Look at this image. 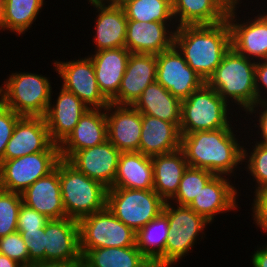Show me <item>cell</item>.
<instances>
[{
    "instance_id": "obj_6",
    "label": "cell",
    "mask_w": 267,
    "mask_h": 267,
    "mask_svg": "<svg viewBox=\"0 0 267 267\" xmlns=\"http://www.w3.org/2000/svg\"><path fill=\"white\" fill-rule=\"evenodd\" d=\"M59 181L67 218L79 221L106 208L108 188L79 172L67 160L59 161Z\"/></svg>"
},
{
    "instance_id": "obj_45",
    "label": "cell",
    "mask_w": 267,
    "mask_h": 267,
    "mask_svg": "<svg viewBox=\"0 0 267 267\" xmlns=\"http://www.w3.org/2000/svg\"><path fill=\"white\" fill-rule=\"evenodd\" d=\"M256 250V251H255ZM253 255H251V261L253 267H267V243L263 246L260 245L257 249L255 248Z\"/></svg>"
},
{
    "instance_id": "obj_39",
    "label": "cell",
    "mask_w": 267,
    "mask_h": 267,
    "mask_svg": "<svg viewBox=\"0 0 267 267\" xmlns=\"http://www.w3.org/2000/svg\"><path fill=\"white\" fill-rule=\"evenodd\" d=\"M18 232L25 241L29 254V264L45 261V228Z\"/></svg>"
},
{
    "instance_id": "obj_49",
    "label": "cell",
    "mask_w": 267,
    "mask_h": 267,
    "mask_svg": "<svg viewBox=\"0 0 267 267\" xmlns=\"http://www.w3.org/2000/svg\"><path fill=\"white\" fill-rule=\"evenodd\" d=\"M231 6H234V5H241L242 0H226Z\"/></svg>"
},
{
    "instance_id": "obj_24",
    "label": "cell",
    "mask_w": 267,
    "mask_h": 267,
    "mask_svg": "<svg viewBox=\"0 0 267 267\" xmlns=\"http://www.w3.org/2000/svg\"><path fill=\"white\" fill-rule=\"evenodd\" d=\"M21 196L23 204L49 219L66 218L59 181V162L54 171L36 180Z\"/></svg>"
},
{
    "instance_id": "obj_16",
    "label": "cell",
    "mask_w": 267,
    "mask_h": 267,
    "mask_svg": "<svg viewBox=\"0 0 267 267\" xmlns=\"http://www.w3.org/2000/svg\"><path fill=\"white\" fill-rule=\"evenodd\" d=\"M230 178L224 175H215L196 195L189 207L211 224L218 214L237 212V209L240 208L238 207L240 193L235 181L233 184L232 178Z\"/></svg>"
},
{
    "instance_id": "obj_33",
    "label": "cell",
    "mask_w": 267,
    "mask_h": 267,
    "mask_svg": "<svg viewBox=\"0 0 267 267\" xmlns=\"http://www.w3.org/2000/svg\"><path fill=\"white\" fill-rule=\"evenodd\" d=\"M44 5L45 0H5L0 15V31L22 36L32 28Z\"/></svg>"
},
{
    "instance_id": "obj_22",
    "label": "cell",
    "mask_w": 267,
    "mask_h": 267,
    "mask_svg": "<svg viewBox=\"0 0 267 267\" xmlns=\"http://www.w3.org/2000/svg\"><path fill=\"white\" fill-rule=\"evenodd\" d=\"M156 71V55L131 53L119 91L110 103L132 106L143 90L156 81Z\"/></svg>"
},
{
    "instance_id": "obj_27",
    "label": "cell",
    "mask_w": 267,
    "mask_h": 267,
    "mask_svg": "<svg viewBox=\"0 0 267 267\" xmlns=\"http://www.w3.org/2000/svg\"><path fill=\"white\" fill-rule=\"evenodd\" d=\"M171 5L177 27L221 23L231 7L226 0H171Z\"/></svg>"
},
{
    "instance_id": "obj_38",
    "label": "cell",
    "mask_w": 267,
    "mask_h": 267,
    "mask_svg": "<svg viewBox=\"0 0 267 267\" xmlns=\"http://www.w3.org/2000/svg\"><path fill=\"white\" fill-rule=\"evenodd\" d=\"M0 253L17 261L23 267L29 265L28 250L18 231L0 238Z\"/></svg>"
},
{
    "instance_id": "obj_37",
    "label": "cell",
    "mask_w": 267,
    "mask_h": 267,
    "mask_svg": "<svg viewBox=\"0 0 267 267\" xmlns=\"http://www.w3.org/2000/svg\"><path fill=\"white\" fill-rule=\"evenodd\" d=\"M22 203L21 194L0 189V238L17 231Z\"/></svg>"
},
{
    "instance_id": "obj_26",
    "label": "cell",
    "mask_w": 267,
    "mask_h": 267,
    "mask_svg": "<svg viewBox=\"0 0 267 267\" xmlns=\"http://www.w3.org/2000/svg\"><path fill=\"white\" fill-rule=\"evenodd\" d=\"M180 142V130L174 123L142 114L138 152L150 157L171 153L180 149Z\"/></svg>"
},
{
    "instance_id": "obj_11",
    "label": "cell",
    "mask_w": 267,
    "mask_h": 267,
    "mask_svg": "<svg viewBox=\"0 0 267 267\" xmlns=\"http://www.w3.org/2000/svg\"><path fill=\"white\" fill-rule=\"evenodd\" d=\"M239 7L241 5L231 6L226 19L230 28L231 48L249 59L267 60V12L261 9V14L256 10L258 14L253 13L254 17L241 15L244 16L241 19L238 12L242 10H238Z\"/></svg>"
},
{
    "instance_id": "obj_28",
    "label": "cell",
    "mask_w": 267,
    "mask_h": 267,
    "mask_svg": "<svg viewBox=\"0 0 267 267\" xmlns=\"http://www.w3.org/2000/svg\"><path fill=\"white\" fill-rule=\"evenodd\" d=\"M153 164V190L169 201L177 192L188 162L181 149L151 157Z\"/></svg>"
},
{
    "instance_id": "obj_31",
    "label": "cell",
    "mask_w": 267,
    "mask_h": 267,
    "mask_svg": "<svg viewBox=\"0 0 267 267\" xmlns=\"http://www.w3.org/2000/svg\"><path fill=\"white\" fill-rule=\"evenodd\" d=\"M168 236V218L161 212L136 232L135 245L154 267H165V245Z\"/></svg>"
},
{
    "instance_id": "obj_36",
    "label": "cell",
    "mask_w": 267,
    "mask_h": 267,
    "mask_svg": "<svg viewBox=\"0 0 267 267\" xmlns=\"http://www.w3.org/2000/svg\"><path fill=\"white\" fill-rule=\"evenodd\" d=\"M245 144H249L250 148L248 149L246 145L243 144V169L246 171L249 176H252L253 181H255L254 191L259 188L267 185V145L258 143L257 141L250 142L249 140ZM253 144V145H251ZM252 147H251V146ZM245 162V163H244Z\"/></svg>"
},
{
    "instance_id": "obj_18",
    "label": "cell",
    "mask_w": 267,
    "mask_h": 267,
    "mask_svg": "<svg viewBox=\"0 0 267 267\" xmlns=\"http://www.w3.org/2000/svg\"><path fill=\"white\" fill-rule=\"evenodd\" d=\"M176 23L127 20L125 48L130 53L158 55L174 45Z\"/></svg>"
},
{
    "instance_id": "obj_7",
    "label": "cell",
    "mask_w": 267,
    "mask_h": 267,
    "mask_svg": "<svg viewBox=\"0 0 267 267\" xmlns=\"http://www.w3.org/2000/svg\"><path fill=\"white\" fill-rule=\"evenodd\" d=\"M162 212L167 216L169 223V236L165 245V267H174L193 251L198 240H204L207 235L204 231L211 223L189 206L174 205L169 201H165Z\"/></svg>"
},
{
    "instance_id": "obj_23",
    "label": "cell",
    "mask_w": 267,
    "mask_h": 267,
    "mask_svg": "<svg viewBox=\"0 0 267 267\" xmlns=\"http://www.w3.org/2000/svg\"><path fill=\"white\" fill-rule=\"evenodd\" d=\"M108 140L105 108L88 109L69 136L59 145L60 156L68 160L76 151L98 146Z\"/></svg>"
},
{
    "instance_id": "obj_4",
    "label": "cell",
    "mask_w": 267,
    "mask_h": 267,
    "mask_svg": "<svg viewBox=\"0 0 267 267\" xmlns=\"http://www.w3.org/2000/svg\"><path fill=\"white\" fill-rule=\"evenodd\" d=\"M228 105L213 88L204 83L181 102L180 134L234 128L232 113L235 112V117L239 114Z\"/></svg>"
},
{
    "instance_id": "obj_35",
    "label": "cell",
    "mask_w": 267,
    "mask_h": 267,
    "mask_svg": "<svg viewBox=\"0 0 267 267\" xmlns=\"http://www.w3.org/2000/svg\"><path fill=\"white\" fill-rule=\"evenodd\" d=\"M215 176L210 171L188 166L176 194L169 200L177 205L189 206L201 189Z\"/></svg>"
},
{
    "instance_id": "obj_15",
    "label": "cell",
    "mask_w": 267,
    "mask_h": 267,
    "mask_svg": "<svg viewBox=\"0 0 267 267\" xmlns=\"http://www.w3.org/2000/svg\"><path fill=\"white\" fill-rule=\"evenodd\" d=\"M42 151H60L49 136L44 117L22 116L6 145L4 160L16 159Z\"/></svg>"
},
{
    "instance_id": "obj_20",
    "label": "cell",
    "mask_w": 267,
    "mask_h": 267,
    "mask_svg": "<svg viewBox=\"0 0 267 267\" xmlns=\"http://www.w3.org/2000/svg\"><path fill=\"white\" fill-rule=\"evenodd\" d=\"M108 140L121 152L139 151L142 114L131 105L105 108Z\"/></svg>"
},
{
    "instance_id": "obj_21",
    "label": "cell",
    "mask_w": 267,
    "mask_h": 267,
    "mask_svg": "<svg viewBox=\"0 0 267 267\" xmlns=\"http://www.w3.org/2000/svg\"><path fill=\"white\" fill-rule=\"evenodd\" d=\"M88 4L94 7V36L92 42L95 51L125 48L127 31V18L121 6L112 4L110 1H93Z\"/></svg>"
},
{
    "instance_id": "obj_34",
    "label": "cell",
    "mask_w": 267,
    "mask_h": 267,
    "mask_svg": "<svg viewBox=\"0 0 267 267\" xmlns=\"http://www.w3.org/2000/svg\"><path fill=\"white\" fill-rule=\"evenodd\" d=\"M122 8L127 20L175 23L171 0H135Z\"/></svg>"
},
{
    "instance_id": "obj_5",
    "label": "cell",
    "mask_w": 267,
    "mask_h": 267,
    "mask_svg": "<svg viewBox=\"0 0 267 267\" xmlns=\"http://www.w3.org/2000/svg\"><path fill=\"white\" fill-rule=\"evenodd\" d=\"M4 80L0 94L5 106L20 116L44 117L54 92L49 77L16 71Z\"/></svg>"
},
{
    "instance_id": "obj_19",
    "label": "cell",
    "mask_w": 267,
    "mask_h": 267,
    "mask_svg": "<svg viewBox=\"0 0 267 267\" xmlns=\"http://www.w3.org/2000/svg\"><path fill=\"white\" fill-rule=\"evenodd\" d=\"M57 98L48 105L44 119L49 136L54 144L60 145L73 131L79 119L90 109L75 94L62 86ZM53 100V101H52ZM56 101V102H55Z\"/></svg>"
},
{
    "instance_id": "obj_13",
    "label": "cell",
    "mask_w": 267,
    "mask_h": 267,
    "mask_svg": "<svg viewBox=\"0 0 267 267\" xmlns=\"http://www.w3.org/2000/svg\"><path fill=\"white\" fill-rule=\"evenodd\" d=\"M156 61V81L181 101L205 83L175 45L156 55Z\"/></svg>"
},
{
    "instance_id": "obj_48",
    "label": "cell",
    "mask_w": 267,
    "mask_h": 267,
    "mask_svg": "<svg viewBox=\"0 0 267 267\" xmlns=\"http://www.w3.org/2000/svg\"><path fill=\"white\" fill-rule=\"evenodd\" d=\"M135 0H110V2L114 5L123 7L126 3H129Z\"/></svg>"
},
{
    "instance_id": "obj_50",
    "label": "cell",
    "mask_w": 267,
    "mask_h": 267,
    "mask_svg": "<svg viewBox=\"0 0 267 267\" xmlns=\"http://www.w3.org/2000/svg\"><path fill=\"white\" fill-rule=\"evenodd\" d=\"M4 1L5 0H0V15H1L3 7H4Z\"/></svg>"
},
{
    "instance_id": "obj_25",
    "label": "cell",
    "mask_w": 267,
    "mask_h": 267,
    "mask_svg": "<svg viewBox=\"0 0 267 267\" xmlns=\"http://www.w3.org/2000/svg\"><path fill=\"white\" fill-rule=\"evenodd\" d=\"M88 54L102 94L110 101L119 91L129 55L126 48H113Z\"/></svg>"
},
{
    "instance_id": "obj_44",
    "label": "cell",
    "mask_w": 267,
    "mask_h": 267,
    "mask_svg": "<svg viewBox=\"0 0 267 267\" xmlns=\"http://www.w3.org/2000/svg\"><path fill=\"white\" fill-rule=\"evenodd\" d=\"M255 90L257 103H267V60L256 61Z\"/></svg>"
},
{
    "instance_id": "obj_40",
    "label": "cell",
    "mask_w": 267,
    "mask_h": 267,
    "mask_svg": "<svg viewBox=\"0 0 267 267\" xmlns=\"http://www.w3.org/2000/svg\"><path fill=\"white\" fill-rule=\"evenodd\" d=\"M242 115H246L244 116L245 120L247 116L249 118V115L252 116V118H256V117L258 118V119L257 118L255 119L258 123L255 120H253L251 117L249 118V120H246V121H249L247 122L248 126H249V123L251 125V122H250L251 120L252 123L255 122L253 126L251 127H254V128L256 127L255 130L258 128L255 132V130L253 131V129L249 126V128L252 130L250 133L252 132L256 133L254 135L252 134L250 135L253 136V138H255L254 137L255 135L258 136V137L256 136V139H252V137L250 139L256 140L258 143L267 145V103H256L251 108H249L246 111V113L241 114L240 117H242ZM257 138H259V140Z\"/></svg>"
},
{
    "instance_id": "obj_12",
    "label": "cell",
    "mask_w": 267,
    "mask_h": 267,
    "mask_svg": "<svg viewBox=\"0 0 267 267\" xmlns=\"http://www.w3.org/2000/svg\"><path fill=\"white\" fill-rule=\"evenodd\" d=\"M62 87L75 94L90 109H103L110 101L100 91L93 62L89 56L70 61L53 60Z\"/></svg>"
},
{
    "instance_id": "obj_9",
    "label": "cell",
    "mask_w": 267,
    "mask_h": 267,
    "mask_svg": "<svg viewBox=\"0 0 267 267\" xmlns=\"http://www.w3.org/2000/svg\"><path fill=\"white\" fill-rule=\"evenodd\" d=\"M78 223L82 256L95 248L135 246L136 232L120 221L107 207L81 218Z\"/></svg>"
},
{
    "instance_id": "obj_46",
    "label": "cell",
    "mask_w": 267,
    "mask_h": 267,
    "mask_svg": "<svg viewBox=\"0 0 267 267\" xmlns=\"http://www.w3.org/2000/svg\"><path fill=\"white\" fill-rule=\"evenodd\" d=\"M80 265H74L73 263H68V262H36V263H31L27 266L24 267H77Z\"/></svg>"
},
{
    "instance_id": "obj_8",
    "label": "cell",
    "mask_w": 267,
    "mask_h": 267,
    "mask_svg": "<svg viewBox=\"0 0 267 267\" xmlns=\"http://www.w3.org/2000/svg\"><path fill=\"white\" fill-rule=\"evenodd\" d=\"M165 201L153 190L112 187L107 191L106 207L134 232L157 217Z\"/></svg>"
},
{
    "instance_id": "obj_47",
    "label": "cell",
    "mask_w": 267,
    "mask_h": 267,
    "mask_svg": "<svg viewBox=\"0 0 267 267\" xmlns=\"http://www.w3.org/2000/svg\"><path fill=\"white\" fill-rule=\"evenodd\" d=\"M0 267H23L17 261L10 259L6 255L0 253Z\"/></svg>"
},
{
    "instance_id": "obj_3",
    "label": "cell",
    "mask_w": 267,
    "mask_h": 267,
    "mask_svg": "<svg viewBox=\"0 0 267 267\" xmlns=\"http://www.w3.org/2000/svg\"><path fill=\"white\" fill-rule=\"evenodd\" d=\"M256 61L236 53L232 48L206 82L237 112L247 111L257 103L255 90Z\"/></svg>"
},
{
    "instance_id": "obj_30",
    "label": "cell",
    "mask_w": 267,
    "mask_h": 267,
    "mask_svg": "<svg viewBox=\"0 0 267 267\" xmlns=\"http://www.w3.org/2000/svg\"><path fill=\"white\" fill-rule=\"evenodd\" d=\"M112 187L153 189V164L150 156L138 151L122 152Z\"/></svg>"
},
{
    "instance_id": "obj_43",
    "label": "cell",
    "mask_w": 267,
    "mask_h": 267,
    "mask_svg": "<svg viewBox=\"0 0 267 267\" xmlns=\"http://www.w3.org/2000/svg\"><path fill=\"white\" fill-rule=\"evenodd\" d=\"M252 207V220H254L256 227H259L262 232L267 235V185L259 188L254 193Z\"/></svg>"
},
{
    "instance_id": "obj_17",
    "label": "cell",
    "mask_w": 267,
    "mask_h": 267,
    "mask_svg": "<svg viewBox=\"0 0 267 267\" xmlns=\"http://www.w3.org/2000/svg\"><path fill=\"white\" fill-rule=\"evenodd\" d=\"M121 153L106 140L98 146L76 151L67 161L79 172L109 189L113 186Z\"/></svg>"
},
{
    "instance_id": "obj_14",
    "label": "cell",
    "mask_w": 267,
    "mask_h": 267,
    "mask_svg": "<svg viewBox=\"0 0 267 267\" xmlns=\"http://www.w3.org/2000/svg\"><path fill=\"white\" fill-rule=\"evenodd\" d=\"M45 261L81 265L79 223L71 218L50 219L45 226Z\"/></svg>"
},
{
    "instance_id": "obj_29",
    "label": "cell",
    "mask_w": 267,
    "mask_h": 267,
    "mask_svg": "<svg viewBox=\"0 0 267 267\" xmlns=\"http://www.w3.org/2000/svg\"><path fill=\"white\" fill-rule=\"evenodd\" d=\"M181 100L174 97L160 83L148 85L132 105L141 114L157 117L174 123L178 128L181 122Z\"/></svg>"
},
{
    "instance_id": "obj_51",
    "label": "cell",
    "mask_w": 267,
    "mask_h": 267,
    "mask_svg": "<svg viewBox=\"0 0 267 267\" xmlns=\"http://www.w3.org/2000/svg\"><path fill=\"white\" fill-rule=\"evenodd\" d=\"M93 1H110V0H92V2H93Z\"/></svg>"
},
{
    "instance_id": "obj_41",
    "label": "cell",
    "mask_w": 267,
    "mask_h": 267,
    "mask_svg": "<svg viewBox=\"0 0 267 267\" xmlns=\"http://www.w3.org/2000/svg\"><path fill=\"white\" fill-rule=\"evenodd\" d=\"M22 116L0 102V162L4 160V152L17 121Z\"/></svg>"
},
{
    "instance_id": "obj_10",
    "label": "cell",
    "mask_w": 267,
    "mask_h": 267,
    "mask_svg": "<svg viewBox=\"0 0 267 267\" xmlns=\"http://www.w3.org/2000/svg\"><path fill=\"white\" fill-rule=\"evenodd\" d=\"M60 151H42L0 162V189L21 194L56 169Z\"/></svg>"
},
{
    "instance_id": "obj_2",
    "label": "cell",
    "mask_w": 267,
    "mask_h": 267,
    "mask_svg": "<svg viewBox=\"0 0 267 267\" xmlns=\"http://www.w3.org/2000/svg\"><path fill=\"white\" fill-rule=\"evenodd\" d=\"M174 45L188 66L206 83L231 49L227 20L216 24L178 26Z\"/></svg>"
},
{
    "instance_id": "obj_1",
    "label": "cell",
    "mask_w": 267,
    "mask_h": 267,
    "mask_svg": "<svg viewBox=\"0 0 267 267\" xmlns=\"http://www.w3.org/2000/svg\"><path fill=\"white\" fill-rule=\"evenodd\" d=\"M236 128H221L213 131H196L181 134L180 149L190 167L205 169L215 175L236 179V171L242 169L243 143L239 140L242 133ZM241 134H237V133ZM236 133V134H235ZM241 168V169H240ZM235 174V175H234Z\"/></svg>"
},
{
    "instance_id": "obj_32",
    "label": "cell",
    "mask_w": 267,
    "mask_h": 267,
    "mask_svg": "<svg viewBox=\"0 0 267 267\" xmlns=\"http://www.w3.org/2000/svg\"><path fill=\"white\" fill-rule=\"evenodd\" d=\"M83 267H154L135 246L88 250L82 256Z\"/></svg>"
},
{
    "instance_id": "obj_42",
    "label": "cell",
    "mask_w": 267,
    "mask_h": 267,
    "mask_svg": "<svg viewBox=\"0 0 267 267\" xmlns=\"http://www.w3.org/2000/svg\"><path fill=\"white\" fill-rule=\"evenodd\" d=\"M49 218L22 203L18 213L17 231H33L45 228Z\"/></svg>"
}]
</instances>
